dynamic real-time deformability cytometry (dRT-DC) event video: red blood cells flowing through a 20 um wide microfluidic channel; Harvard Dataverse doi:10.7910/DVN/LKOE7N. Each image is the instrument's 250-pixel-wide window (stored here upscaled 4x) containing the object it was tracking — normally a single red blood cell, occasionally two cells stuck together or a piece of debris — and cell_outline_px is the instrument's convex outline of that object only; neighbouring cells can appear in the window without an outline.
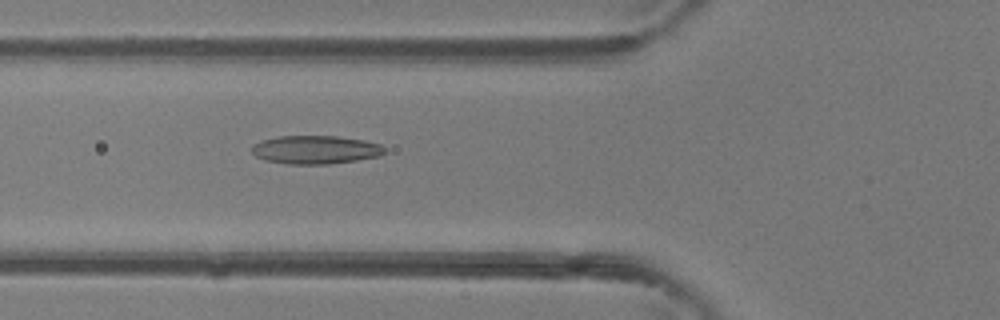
{"species": "common noctule bat (a hibernating species)", "species_latin": "Nyctalus noctula", "temperature_condition": "room temperature", "stored_images_in_passage": 31, "camera_frame_rate_fps": 3000, "um_per_image_px": 0.085, "animal": {"sex": "female"}, "frame": {"image": 1, "passage_image": 5, "time_ms": 1.333, "image_size_px": [1000, 320], "cell_outline_px": [[384, 152], [380, 156], [356, 160], [328, 164], [288, 164], [264, 160], [256, 156], [252, 152], [252, 144], [260, 140], [280, 136], [336, 136], [364, 140], [380, 144], [384, 148]], "centroid_in_image_um": [26.78, 12.72], "position_along_channel_um": 99.0, "area_um2": 21.96}}
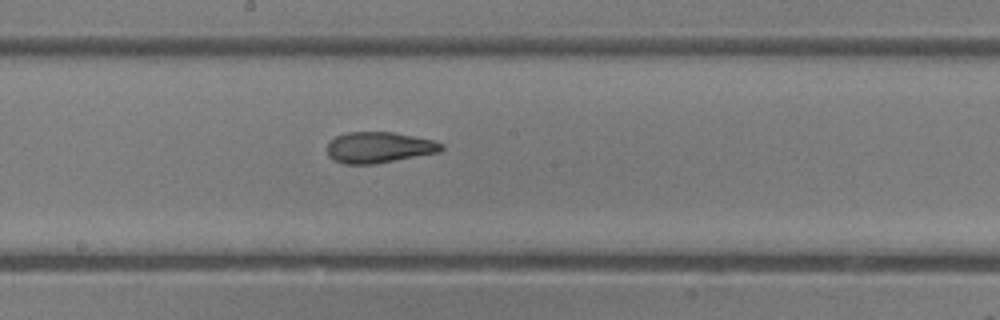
{"frame": {"image": 2, "passage_image": 13, "time_ms": 4.0, "image_size_px": [1000, 320], "cell_outline_px": [[444, 148], [440, 152], [376, 164], [344, 164], [332, 160], [328, 156], [328, 144], [336, 136], [348, 132], [392, 132], [432, 140], [444, 144]], "centroid_in_image_um": [32.21, 12.54], "position_along_channel_um": 216.0, "area_um2": 20.63}}
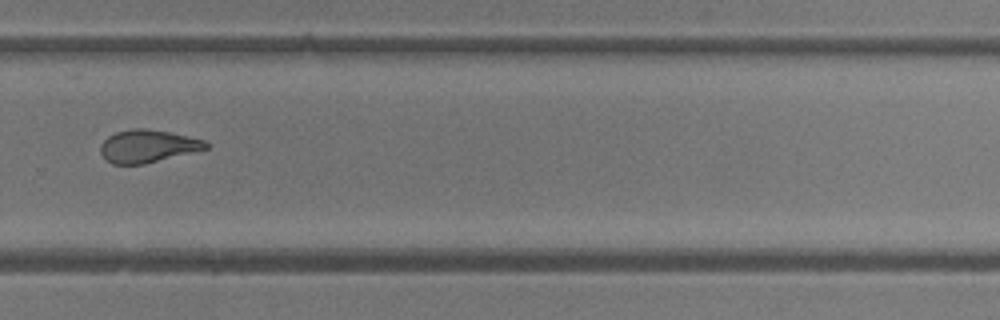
{"frame": {"image": 3, "passage_image": 20, "time_ms": 6.333, "image_size_px": [1000, 320], "cell_outline_px": [[208, 148], [144, 164], [112, 164], [100, 152], [100, 144], [108, 136], [116, 132], [132, 128], [144, 128], [172, 132], [204, 140], [208, 144]], "centroid_in_image_um": [12.54, 12.41], "position_along_channel_um": 317.3, "area_um2": 19.94}, "authors_computed_cell_mechanics": {"area_um2": 21.097, "velocity_mm_per_s": 4.3563, "shape_relaxation_time_tau1_ms": 10.0776, "shape_relaxation_time_tau2_ms": 1.7812, "deformation_change_tau1": 0.2581, "deformation_change_tau2": 0.0948}}